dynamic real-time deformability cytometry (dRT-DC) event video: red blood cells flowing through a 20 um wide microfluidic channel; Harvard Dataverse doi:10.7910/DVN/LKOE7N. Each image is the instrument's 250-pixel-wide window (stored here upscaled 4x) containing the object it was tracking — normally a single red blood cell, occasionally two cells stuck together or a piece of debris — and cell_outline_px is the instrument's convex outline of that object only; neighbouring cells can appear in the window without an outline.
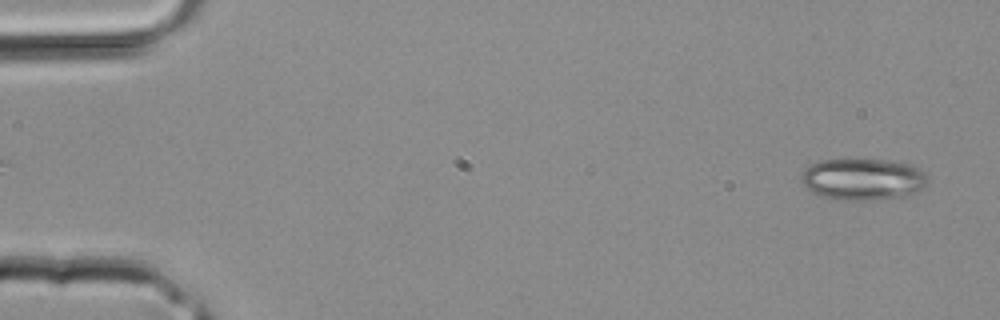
{"species": "common noctule bat (a hibernating species)", "species_latin": "Nyctalus noctula", "temperature_condition": "room temperature", "stored_images_in_passage": 3, "segment_of_instrument_passage": [2, 2], "camera_frame_rate_fps": 3000, "um_per_image_px": 0.085, "animal": {"sex": "male", "body_mass_g": 20.4}, "frame": {"image": 1, "passage_image": 3, "time_ms": 0.667, "image_size_px": [1000, 320], "cell_outline_px": [[928, 184], [916, 192], [904, 196], [872, 200], [840, 200], [824, 196], [812, 192], [800, 180], [800, 176], [812, 164], [820, 160], [852, 156], [888, 160], [908, 164], [924, 172], [928, 176]], "centroid_in_image_um": [73.35, 15.19], "position_along_channel_um": 11.7, "area_um2": 31.39}}